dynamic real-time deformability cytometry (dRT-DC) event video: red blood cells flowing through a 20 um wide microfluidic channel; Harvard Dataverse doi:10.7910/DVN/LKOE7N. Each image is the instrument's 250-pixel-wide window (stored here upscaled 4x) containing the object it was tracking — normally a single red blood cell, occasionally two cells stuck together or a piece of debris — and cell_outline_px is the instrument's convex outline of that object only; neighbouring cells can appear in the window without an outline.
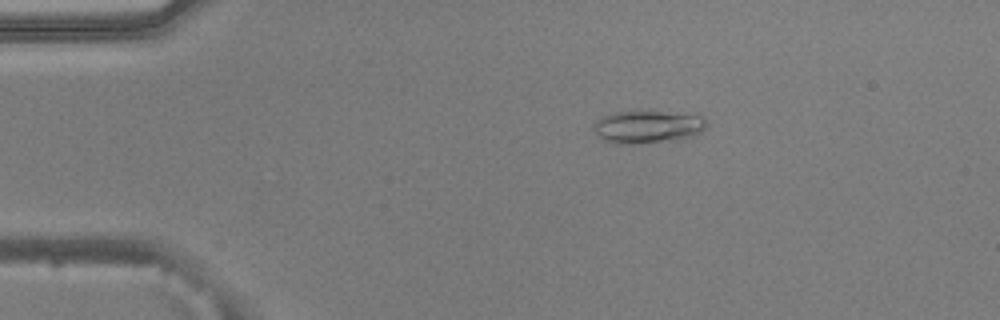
{"species": "common noctule bat (a hibernating species)", "species_latin": "Nyctalus noctula", "temperature_condition": "warm", "stored_images_in_passage": 52, "camera_frame_rate_fps": 3000, "um_per_image_px": 0.085, "animal": {"sex": "male", "body_mass_g": 20.5, "forearm_length_mm": 52.5}, "frame": {"image": 1, "passage_image": 10, "time_ms": 3.0, "image_size_px": [1000, 320], "cell_outline_px": [[704, 128], [700, 132], [676, 140], [632, 144], [616, 144], [604, 140], [592, 128], [592, 124], [596, 120], [612, 112], [664, 112], [700, 116], [704, 120]], "centroid_in_image_um": [54.96, 10.79], "position_along_channel_um": 30.0, "area_um2": 20.98}}
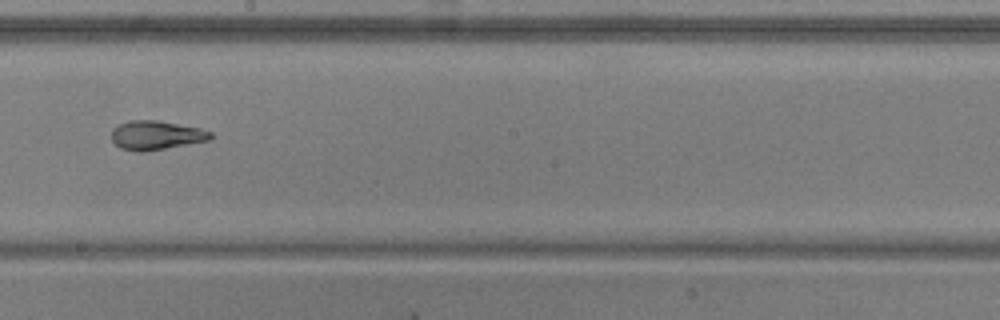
{"frame": {"image": 2, "passage_image": 30, "time_ms": 9.667, "image_size_px": [1000, 320], "cell_outline_px": [[212, 136], [208, 140], [164, 148], [140, 152], [120, 148], [112, 140], [112, 128], [128, 120], [156, 120], [200, 128], [212, 132]], "centroid_in_image_um": [13.24, 11.48], "position_along_channel_um": 235.0, "area_um2": 16.47}}
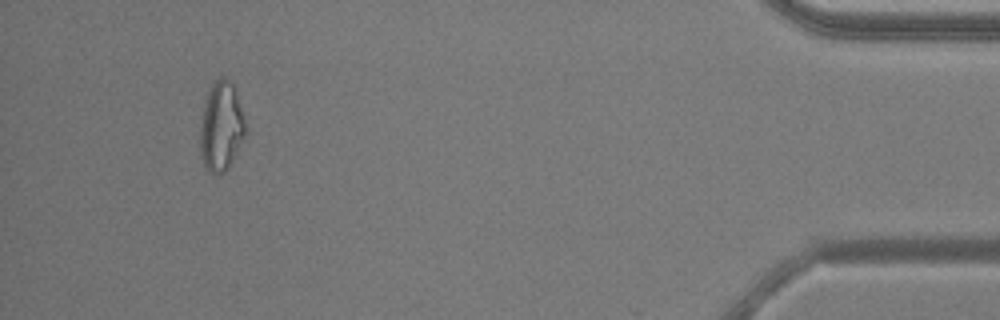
{"frame": {"image": 3, "passage_image": 49, "time_ms": 16.0, "image_size_px": [1000, 320], "cell_outline_px": [[248, 132], [228, 168], [224, 172], [212, 172], [204, 164], [200, 152], [200, 128], [204, 104], [208, 92], [212, 84], [220, 76], [224, 76], [232, 80], [236, 88]], "centroid_in_image_um": [18.84, 10.68], "position_along_channel_um": 416.4, "area_um2": 23.76}, "authors_computed_cell_mechanics": {"area_um2": 18.5249, "velocity_mm_per_s": 3.9158, "shape_relaxation_time_tau1_ms": null, "shape_relaxation_time_tau2_ms": 1.9861, "deformation_change_tau1": null, "deformation_change_tau2": 0.0691}}